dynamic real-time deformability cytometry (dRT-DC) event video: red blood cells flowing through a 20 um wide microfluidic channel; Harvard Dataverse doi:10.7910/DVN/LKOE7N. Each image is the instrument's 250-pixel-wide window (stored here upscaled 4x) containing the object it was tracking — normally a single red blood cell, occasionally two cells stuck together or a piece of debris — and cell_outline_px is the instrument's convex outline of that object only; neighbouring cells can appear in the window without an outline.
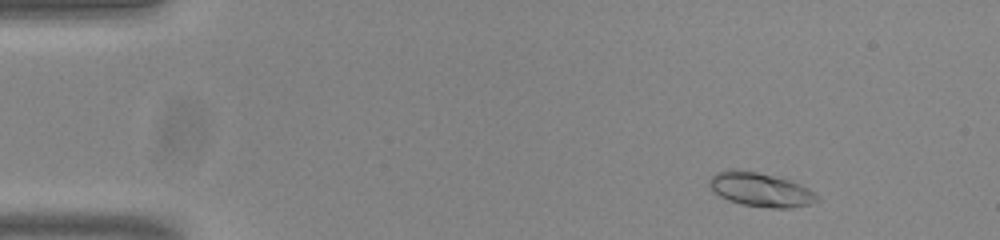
{"species": "common noctule bat (a hibernating species)", "species_latin": "Nyctalus noctula", "temperature_condition": "room temperature", "stored_images_in_passage": 53, "camera_frame_rate_fps": 3000, "um_per_image_px": 0.085, "animal": {"sex": "male", "body_mass_g": 20.0, "forearm_length_mm": 53.3}, "frame": {"image": 1, "passage_image": 6, "time_ms": 1.667, "image_size_px": [1000, 240], "cell_outline_px": [[820, 200], [812, 204], [792, 208], [768, 208], [740, 204], [728, 200], [720, 196], [708, 184], [708, 180], [716, 172], [728, 168], [732, 168], [756, 172], [788, 180], [808, 188], [820, 196]], "centroid_in_image_um": [64.65, 16.13], "position_along_channel_um": 20.4, "area_um2": 21.44}}
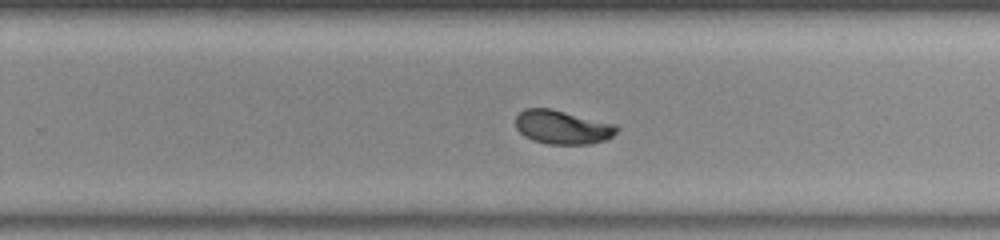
{"frame": {"image": 2, "passage_image": 34, "time_ms": 11.0, "image_size_px": [1000, 240], "cell_outline_px": [[620, 128], [612, 136], [604, 140], [592, 144], [548, 144], [532, 140], [524, 136], [516, 128], [516, 116], [524, 108], [552, 108], [616, 124]], "centroid_in_image_um": [47.81, 10.8], "position_along_channel_um": 282.0, "area_um2": 20.11}}
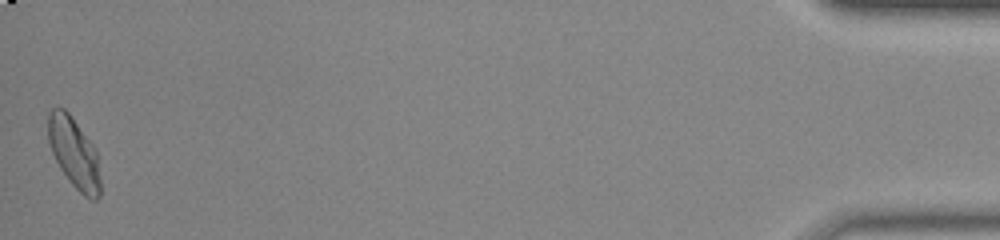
{"frame": {"image": 3, "passage_image": 53, "time_ms": 17.333, "image_size_px": [1000, 240], "cell_outline_px": [[100, 196], [96, 200], [92, 200], [84, 196], [68, 180], [60, 168], [52, 152], [48, 140], [48, 112], [52, 108], [64, 108], [68, 112], [92, 144], [96, 152], [100, 176]], "centroid_in_image_um": [6.29, 13.01], "position_along_channel_um": 428.9, "area_um2": 21.27}, "authors_computed_cell_mechanics": {"area_um2": 20.1722, "velocity_mm_per_s": 3.7952, "shape_relaxation_time_tau1_ms": 4.4908, "shape_relaxation_time_tau2_ms": null, "deformation_change_tau1": 0.1617, "deformation_change_tau2": null}}